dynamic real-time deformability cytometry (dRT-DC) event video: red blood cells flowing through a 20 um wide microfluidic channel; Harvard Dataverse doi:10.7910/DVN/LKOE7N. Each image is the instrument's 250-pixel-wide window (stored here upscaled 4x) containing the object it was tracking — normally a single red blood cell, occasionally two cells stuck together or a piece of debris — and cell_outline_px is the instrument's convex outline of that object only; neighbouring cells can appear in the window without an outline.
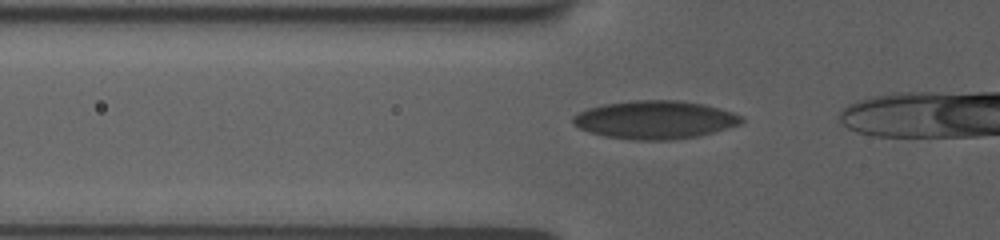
{"species": "human", "species_latin": "Homo sapiens", "temperature_condition": "room temperature", "stored_images_in_passage": 39, "camera_frame_rate_fps": 3000, "um_per_image_px": 0.085, "donor": {"sex": "female"}, "frame": {"image": 1, "passage_image": 9, "time_ms": 2.667, "image_size_px": [1000, 240], "cell_outline_px": [[744, 120], [736, 124], [712, 132], [696, 136], [668, 140], [636, 140], [608, 136], [592, 132], [580, 128], [572, 120], [572, 116], [588, 108], [604, 104], [632, 100], [676, 100], [700, 104], [716, 108], [740, 116]], "centroid_in_image_um": [55.6, 10.17], "position_along_channel_um": 70.2, "area_um2": 36.47}}
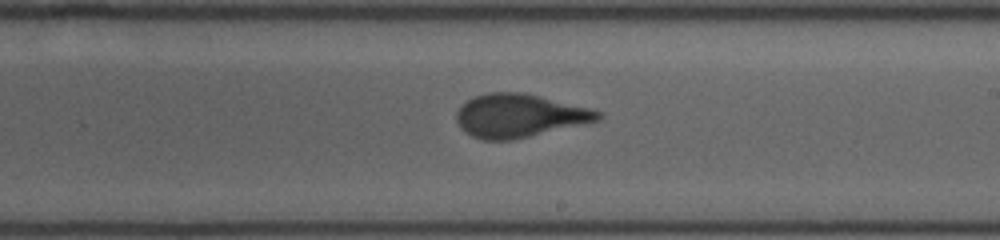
{"frame": {"image": 2, "passage_image": 23, "time_ms": 7.333, "image_size_px": [1000, 240], "cell_outline_px": [[600, 116], [596, 120], [512, 140], [484, 140], [472, 136], [460, 128], [456, 120], [456, 112], [468, 100], [476, 96], [488, 92], [524, 92], [600, 112]], "centroid_in_image_um": [44.02, 9.83], "position_along_channel_um": 245.0, "area_um2": 34.68}}
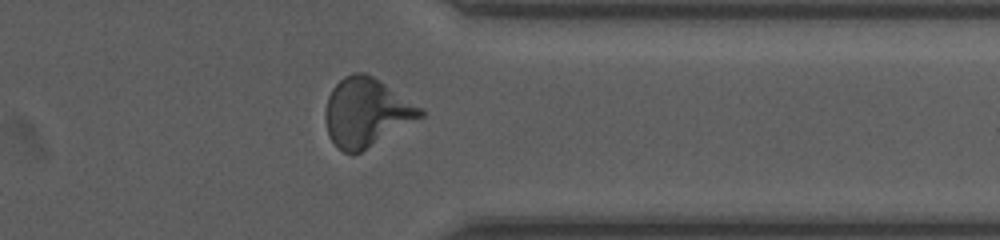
{"frame": {"image": 3, "passage_image": 34, "time_ms": 11.0, "image_size_px": [1000, 240], "cell_outline_px": [[424, 116], [360, 152], [344, 152], [336, 148], [328, 136], [324, 116], [324, 112], [328, 96], [332, 88], [344, 76], [356, 72], [364, 72], [372, 76], [420, 108], [424, 112]], "centroid_in_image_um": [31.07, 9.56], "position_along_channel_um": 380.3, "area_um2": 37.34}}